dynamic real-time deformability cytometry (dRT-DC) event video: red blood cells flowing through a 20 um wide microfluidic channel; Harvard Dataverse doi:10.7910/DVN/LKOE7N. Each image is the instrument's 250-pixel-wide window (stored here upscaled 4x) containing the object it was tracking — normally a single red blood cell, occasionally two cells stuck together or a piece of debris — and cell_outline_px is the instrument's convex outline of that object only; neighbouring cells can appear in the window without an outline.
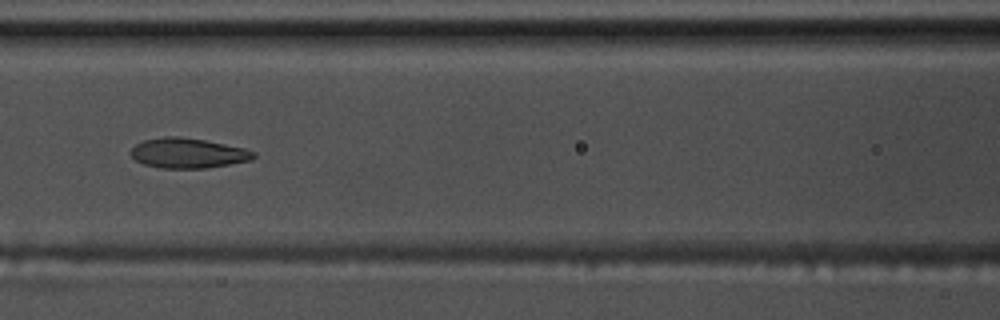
{"species": "common noctule bat (a hibernating species)", "species_latin": "Nyctalus noctula", "temperature_condition": "warm", "stored_images_in_passage": 14, "camera_frame_rate_fps": 3000, "um_per_image_px": 0.085, "animal": {"sex": "male", "body_mass_g": 17.5, "forearm_length_mm": 52.3}, "frame": {"image": 1, "passage_image": 7, "time_ms": 2.0, "image_size_px": [1000, 320], "cell_outline_px": [[256, 156], [252, 160], [208, 168], [160, 168], [144, 164], [136, 160], [128, 152], [136, 144], [144, 140], [164, 136], [176, 136], [204, 140], [244, 148], [256, 152]], "centroid_in_image_um": [15.98, 13.02], "position_along_channel_um": 150.6, "area_um2": 21.5}}
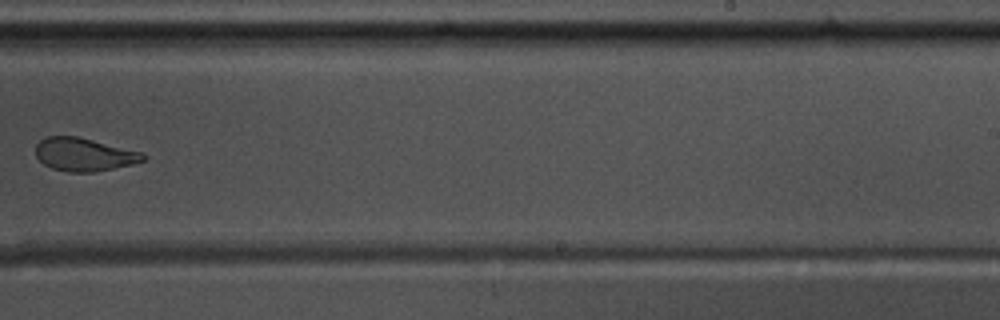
{"frame": {"image": 2, "passage_image": 10, "time_ms": 3.0, "image_size_px": [1000, 320], "cell_outline_px": [[148, 156], [144, 160], [132, 164], [92, 172], [68, 172], [52, 168], [44, 164], [36, 156], [36, 144], [40, 140], [48, 136], [76, 136], [144, 152]], "centroid_in_image_um": [7.16, 13.12], "position_along_channel_um": 281.8, "area_um2": 20.69}}
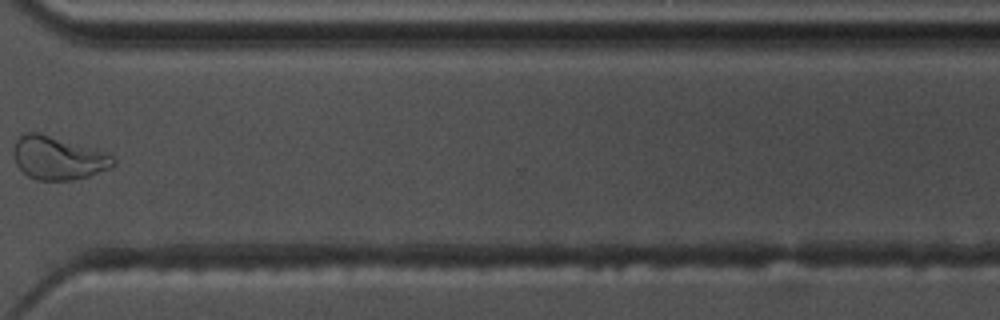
{"frame": {"image": 3, "passage_image": 12, "time_ms": 3.667, "image_size_px": [1000, 320], "cell_outline_px": [[116, 164], [108, 168], [88, 176], [72, 180], [36, 180], [28, 176], [16, 164], [12, 152], [16, 140], [24, 132], [40, 132], [108, 152], [116, 160]], "centroid_in_image_um": [4.93, 13.41], "position_along_channel_um": 365.7, "area_um2": 25.32}}